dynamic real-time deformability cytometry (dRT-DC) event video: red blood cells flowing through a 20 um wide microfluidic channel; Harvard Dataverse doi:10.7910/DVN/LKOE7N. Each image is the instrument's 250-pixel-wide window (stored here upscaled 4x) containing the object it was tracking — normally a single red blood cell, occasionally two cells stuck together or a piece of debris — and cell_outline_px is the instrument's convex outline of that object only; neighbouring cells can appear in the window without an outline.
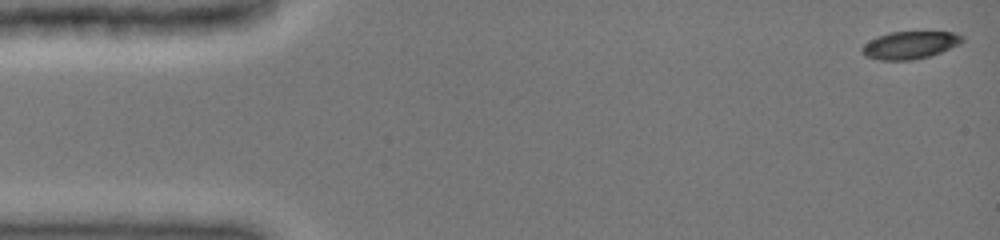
{"species": "common noctule bat (a hibernating species)", "species_latin": "Nyctalus noctula", "temperature_condition": "cold", "stored_images_in_passage": 34, "camera_frame_rate_fps": 3000, "um_per_image_px": 0.085, "animal": {"sex": "female", "body_mass_g": 19.0, "forearm_length_mm": 51.5}, "frame": {"image": 1, "passage_image": 1, "time_ms": 0.0, "image_size_px": [1000, 240], "cell_outline_px": [[964, 40], [960, 44], [932, 56], [912, 60], [880, 60], [864, 56], [860, 48], [864, 44], [888, 32], [952, 32], [964, 36]], "centroid_in_image_um": [77.37, 3.84], "position_along_channel_um": 7.6, "area_um2": 16.13}}
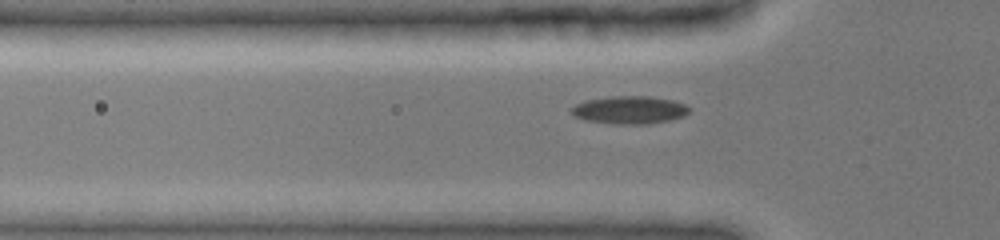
{"frame": {"image": 2, "passage_image": 20, "time_ms": 4.667, "image_size_px": [1000, 240], "cell_outline_px": [[692, 108], [684, 116], [668, 120], [648, 124], [612, 124], [584, 120], [572, 116], [572, 108], [576, 104], [584, 100], [612, 96], [648, 96], [672, 100], [684, 104]], "centroid_in_image_um": [53.49, 9.35], "position_along_channel_um": 72.3, "area_um2": 19.19}}
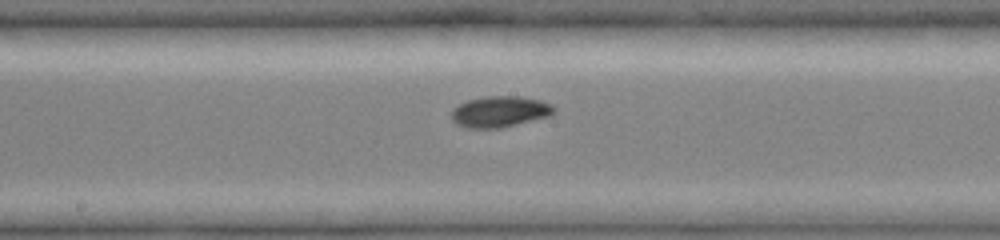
{"frame": {"image": 3, "passage_image": 34, "time_ms": 8.0, "image_size_px": [1000, 240], "cell_outline_px": [[556, 112], [552, 116], [500, 128], [464, 128], [456, 124], [452, 120], [452, 108], [468, 100], [488, 96], [520, 96], [540, 100], [552, 104], [556, 108]], "centroid_in_image_um": [42.52, 9.5], "position_along_channel_um": 205.7, "area_um2": 18.79}}